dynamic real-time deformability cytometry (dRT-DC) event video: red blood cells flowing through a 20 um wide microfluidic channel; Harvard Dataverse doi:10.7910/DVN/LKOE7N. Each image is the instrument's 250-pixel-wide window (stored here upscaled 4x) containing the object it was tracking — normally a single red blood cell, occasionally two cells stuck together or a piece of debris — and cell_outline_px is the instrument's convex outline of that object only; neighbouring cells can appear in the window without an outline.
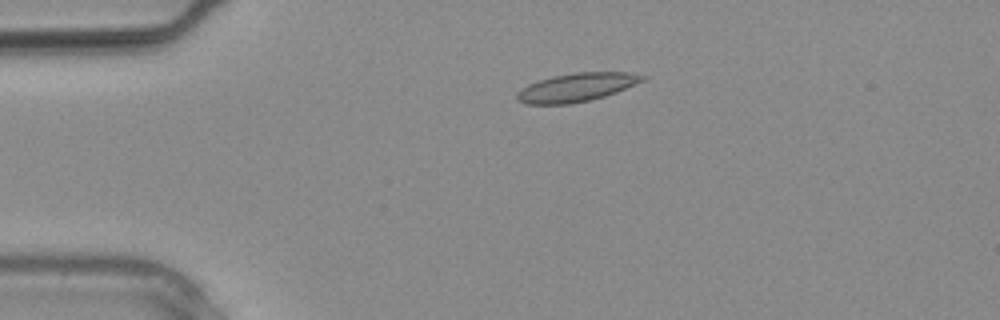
{"species": "common noctule bat (a hibernating species)", "species_latin": "Nyctalus noctula", "temperature_condition": "warm", "stored_images_in_passage": 2, "camera_frame_rate_fps": 3000, "um_per_image_px": 0.085, "animal": {"sex": "male", "body_mass_g": 20.4}, "frame": {"image": 1, "passage_image": 2, "time_ms": 0.333, "image_size_px": [1000, 320], "cell_outline_px": [[648, 76], [644, 80], [616, 92], [604, 96], [588, 100], [568, 104], [524, 104], [516, 100], [516, 92], [520, 88], [528, 84], [540, 80], [556, 76], [576, 72], [628, 72]], "centroid_in_image_um": [48.97, 7.43], "position_along_channel_um": 36.0, "area_um2": 20.69}}